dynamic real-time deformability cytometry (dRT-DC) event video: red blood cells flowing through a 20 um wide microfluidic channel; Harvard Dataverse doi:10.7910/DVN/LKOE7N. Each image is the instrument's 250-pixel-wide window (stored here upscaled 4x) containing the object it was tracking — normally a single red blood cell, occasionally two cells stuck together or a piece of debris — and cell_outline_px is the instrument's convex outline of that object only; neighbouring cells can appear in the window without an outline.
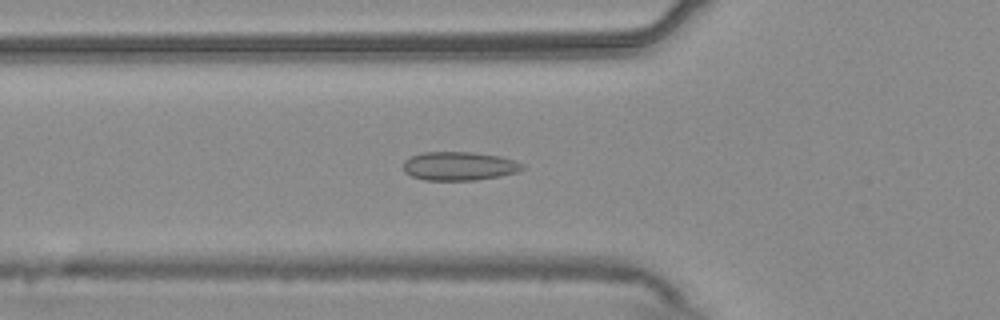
{"species": "common noctule bat (a hibernating species)", "species_latin": "Nyctalus noctula", "temperature_condition": "warm", "stored_images_in_passage": 33, "camera_frame_rate_fps": 3000, "um_per_image_px": 0.085, "animal": {"sex": "male", "body_mass_g": 20.4}, "frame": {"image": 1, "passage_image": 13, "time_ms": 4.0, "image_size_px": [1000, 320], "cell_outline_px": [[524, 168], [516, 172], [500, 176], [476, 180], [424, 180], [412, 176], [404, 172], [404, 160], [412, 156], [424, 152], [472, 152], [500, 156], [516, 160], [524, 164]], "centroid_in_image_um": [39.05, 14.11], "position_along_channel_um": 86.8, "area_um2": 19.94}}
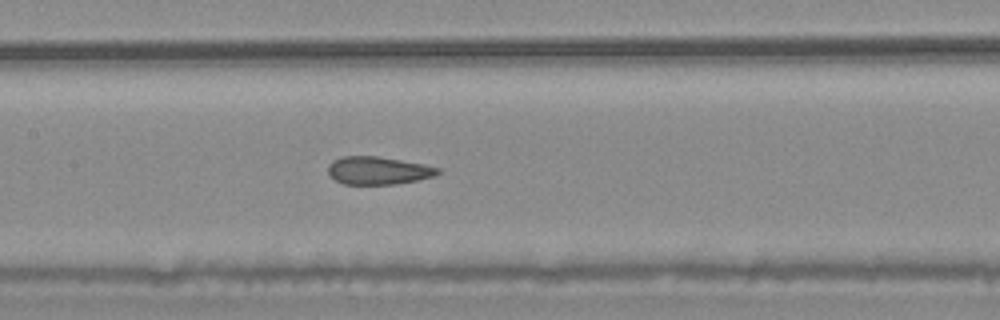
{"frame": {"image": 2, "passage_image": 20, "time_ms": 6.333, "image_size_px": [1000, 320], "cell_outline_px": [[444, 172], [432, 176], [416, 180], [396, 184], [344, 184], [336, 180], [328, 172], [328, 164], [332, 160], [344, 156], [376, 156], [424, 164], [440, 168]], "centroid_in_image_um": [32.15, 14.49], "position_along_channel_um": 175.2, "area_um2": 17.74}}
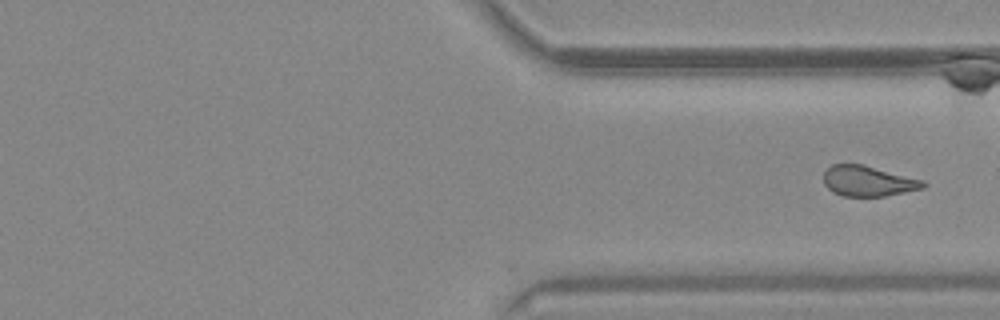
{"frame": {"image": 3, "passage_image": 33, "time_ms": 10.667, "image_size_px": [1000, 320], "cell_outline_px": [[928, 184], [924, 188], [884, 196], [844, 196], [832, 192], [824, 184], [824, 172], [832, 164], [864, 164], [924, 180]], "centroid_in_image_um": [73.8, 15.38], "position_along_channel_um": 337.6, "area_um2": 17.74}}